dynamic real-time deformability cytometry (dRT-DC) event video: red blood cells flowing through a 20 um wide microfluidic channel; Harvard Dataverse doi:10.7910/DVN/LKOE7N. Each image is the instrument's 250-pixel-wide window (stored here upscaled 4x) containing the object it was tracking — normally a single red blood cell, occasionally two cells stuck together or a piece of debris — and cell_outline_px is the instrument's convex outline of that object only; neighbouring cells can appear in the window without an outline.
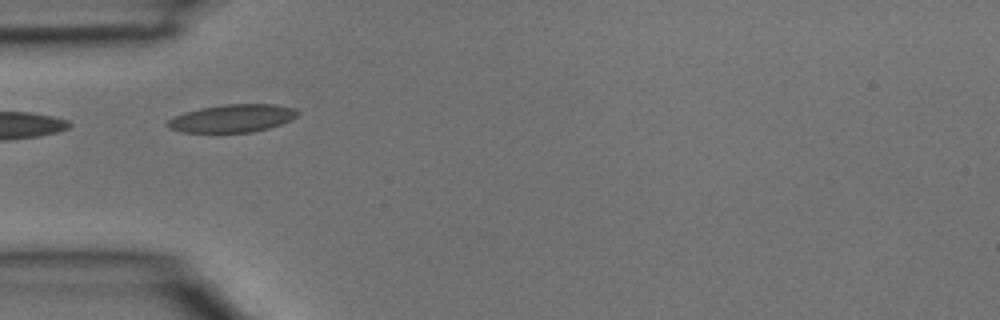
{"species": "common noctule bat (a hibernating species)", "species_latin": "Nyctalus noctula", "temperature_condition": "room temperature", "stored_images_in_passage": 1, "camera_frame_rate_fps": 3000, "um_per_image_px": 0.085, "animal": {"sex": "male", "body_mass_g": 15.6}, "frame": {"image": 1, "passage_image": 1, "time_ms": 0.0, "image_size_px": [1000, 320], "cell_outline_px": [[300, 112], [296, 116], [280, 124], [268, 128], [252, 132], [184, 132], [168, 128], [164, 124], [168, 120], [184, 112], [200, 108], [224, 104], [276, 104], [296, 108]], "centroid_in_image_um": [19.74, 10.05], "position_along_channel_um": 65.3, "area_um2": 21.04}}